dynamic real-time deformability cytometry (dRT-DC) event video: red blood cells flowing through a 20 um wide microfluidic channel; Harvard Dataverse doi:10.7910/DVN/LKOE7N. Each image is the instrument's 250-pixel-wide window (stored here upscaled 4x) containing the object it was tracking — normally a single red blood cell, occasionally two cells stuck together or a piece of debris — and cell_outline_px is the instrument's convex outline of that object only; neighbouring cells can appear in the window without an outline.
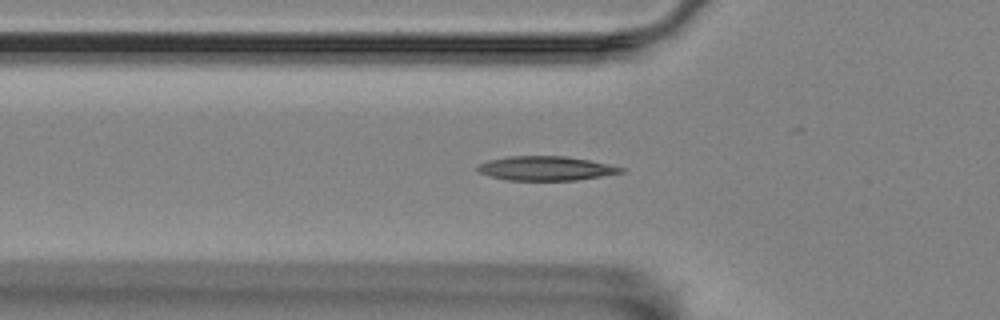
{"species": "Egyptian fruit bat (a non-hibernating species)", "species_latin": "Rousettus aegyptiacus", "temperature_condition": "room temperature", "stored_images_in_passage": 56, "camera_frame_rate_fps": 3000, "um_per_image_px": 0.085, "animal": {"sex": "female"}, "frame": {"image": 1, "passage_image": 18, "time_ms": 5.667, "image_size_px": [1000, 320], "cell_outline_px": [[624, 172], [576, 180], [504, 180], [488, 176], [480, 172], [476, 168], [476, 164], [488, 160], [508, 156], [564, 156], [588, 160], [608, 164], [624, 168]], "centroid_in_image_um": [46.32, 14.31], "position_along_channel_um": 79.5, "area_um2": 20.23}}
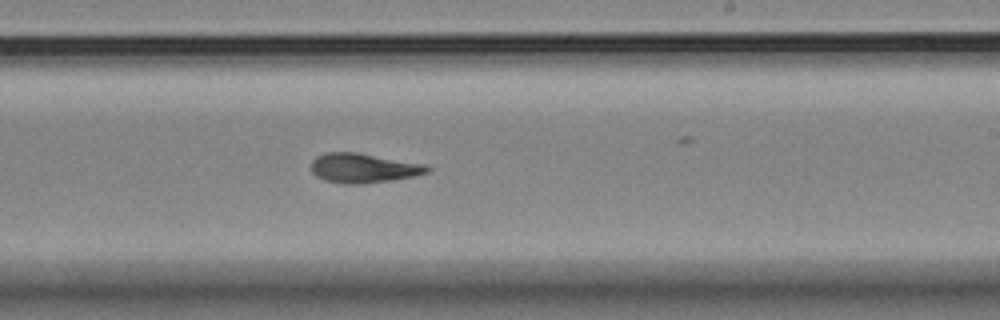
{"frame": {"image": 2, "passage_image": 33, "time_ms": 10.667, "image_size_px": [1000, 320], "cell_outline_px": [[432, 168], [428, 172], [416, 176], [392, 180], [360, 184], [344, 184], [324, 180], [316, 176], [312, 172], [312, 160], [316, 156], [324, 152], [356, 152], [424, 164]], "centroid_in_image_um": [30.88, 14.29], "position_along_channel_um": 258.1, "area_um2": 20.0}}
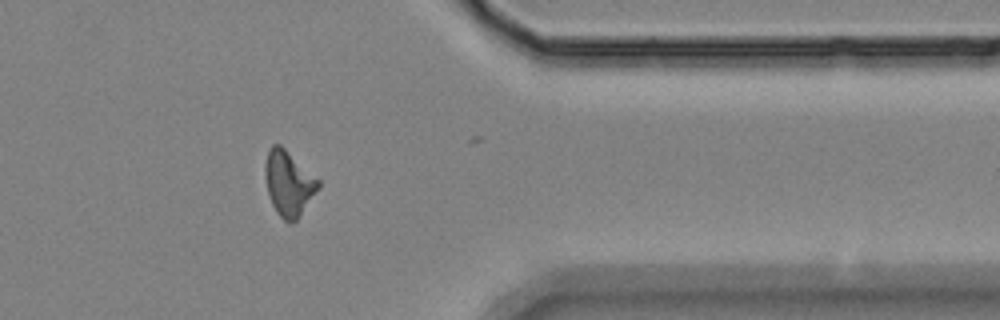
{"frame": {"image": 3, "passage_image": 45, "time_ms": 14.667, "image_size_px": [1000, 320], "cell_outline_px": [[320, 188], [296, 220], [292, 224], [284, 220], [276, 212], [272, 204], [268, 192], [264, 176], [264, 164], [268, 148], [272, 144], [280, 144], [320, 180]], "centroid_in_image_um": [24.52, 15.56], "position_along_channel_um": 386.9, "area_um2": 20.29}, "authors_computed_cell_mechanics": {"area_um2": 19.3341, "velocity_mm_per_s": 3.5524, "shape_relaxation_time_tau1_ms": 10.7725, "shape_relaxation_time_tau2_ms": 2.5576, "deformation_change_tau1": 0.265, "deformation_change_tau2": 0.1024}}